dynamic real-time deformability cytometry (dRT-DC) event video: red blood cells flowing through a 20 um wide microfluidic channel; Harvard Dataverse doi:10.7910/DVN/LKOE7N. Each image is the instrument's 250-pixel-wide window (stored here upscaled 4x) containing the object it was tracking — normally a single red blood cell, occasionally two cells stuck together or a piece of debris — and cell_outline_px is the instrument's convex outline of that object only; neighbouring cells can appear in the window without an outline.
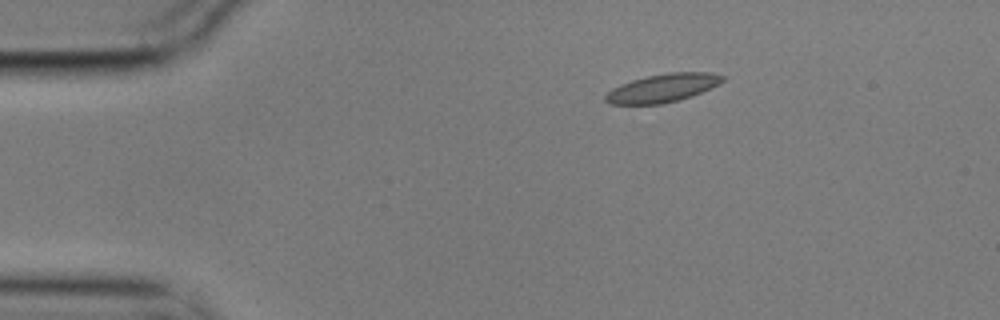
{"species": "common noctule bat (a hibernating species)", "species_latin": "Nyctalus noctula", "temperature_condition": "cold", "stored_images_in_passage": 2, "camera_frame_rate_fps": 3000, "um_per_image_px": 0.085, "animal": {"sex": "male", "body_mass_g": 17.9}, "frame": {"image": 1, "passage_image": 2, "time_ms": 0.333, "image_size_px": [1000, 320], "cell_outline_px": [[724, 80], [720, 84], [692, 96], [680, 100], [660, 104], [612, 104], [604, 100], [604, 96], [612, 88], [620, 84], [632, 80], [648, 76], [668, 72], [712, 72], [724, 76]], "centroid_in_image_um": [56.34, 7.48], "position_along_channel_um": 28.7, "area_um2": 19.36}}